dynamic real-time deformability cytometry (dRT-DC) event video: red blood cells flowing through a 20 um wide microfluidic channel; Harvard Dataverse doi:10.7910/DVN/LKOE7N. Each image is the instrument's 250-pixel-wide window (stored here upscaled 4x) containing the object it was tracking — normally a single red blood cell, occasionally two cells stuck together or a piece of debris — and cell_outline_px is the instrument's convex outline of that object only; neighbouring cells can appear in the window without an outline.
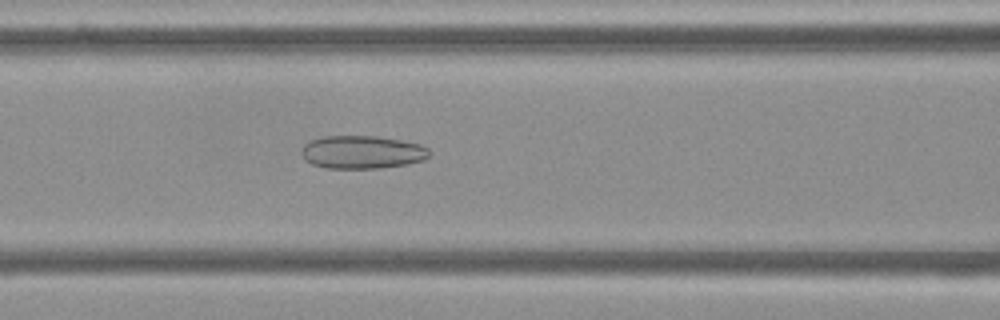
{"species": "Egyptian fruit bat (a non-hibernating species)", "species_latin": "Rousettus aegyptiacus", "temperature_condition": "cold", "stored_images_in_passage": 54, "camera_frame_rate_fps": 3000, "um_per_image_px": 0.085, "frame": {"image": 1, "passage_image": 22, "time_ms": 7.0, "image_size_px": [1000, 320], "cell_outline_px": [[432, 152], [424, 160], [408, 164], [380, 168], [324, 168], [312, 164], [304, 160], [300, 152], [304, 144], [320, 136], [376, 136], [400, 140], [420, 144], [428, 148]], "centroid_in_image_um": [30.77, 12.93], "position_along_channel_um": 135.8, "area_um2": 24.85}}
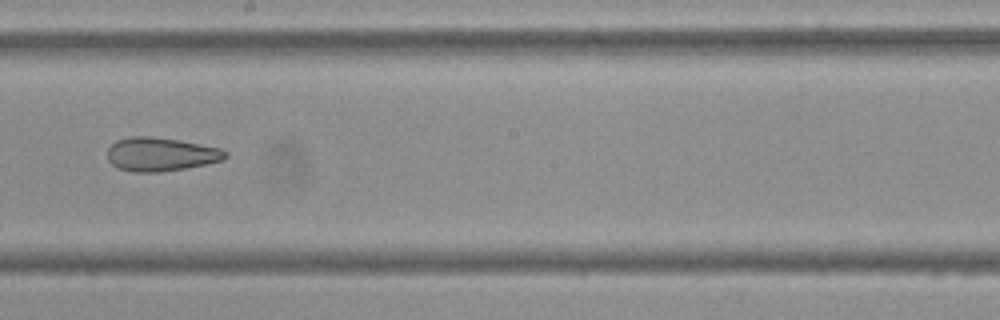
{"frame": {"image": 2, "passage_image": 30, "time_ms": 9.667, "image_size_px": [1000, 320], "cell_outline_px": [[228, 156], [224, 160], [184, 168], [160, 172], [132, 172], [120, 168], [112, 164], [108, 160], [108, 148], [116, 140], [132, 136], [152, 136], [180, 140], [220, 148], [228, 152]], "centroid_in_image_um": [13.67, 13.1], "position_along_channel_um": 234.5, "area_um2": 23.12}}
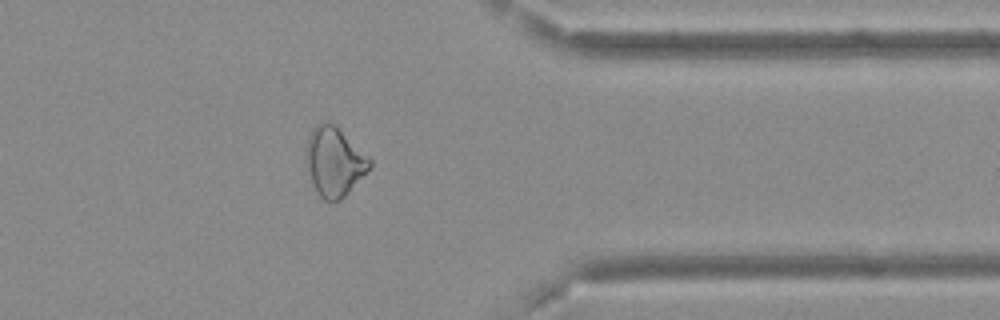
{"frame": {"image": 3, "passage_image": 43, "time_ms": 14.0, "image_size_px": [1000, 320], "cell_outline_px": [[372, 164], [348, 192], [340, 200], [324, 200], [316, 192], [304, 160], [308, 140], [312, 128], [316, 124], [324, 120], [328, 120], [336, 124], [372, 160]], "centroid_in_image_um": [28.39, 13.68], "position_along_channel_um": 383.0, "area_um2": 25.55}, "authors_computed_cell_mechanics": {"area_um2": 27.0504, "velocity_mm_per_s": 3.7038, "shape_relaxation_time_tau1_ms": null, "shape_relaxation_time_tau2_ms": 2.7946, "deformation_change_tau1": null, "deformation_change_tau2": 0.1122}}